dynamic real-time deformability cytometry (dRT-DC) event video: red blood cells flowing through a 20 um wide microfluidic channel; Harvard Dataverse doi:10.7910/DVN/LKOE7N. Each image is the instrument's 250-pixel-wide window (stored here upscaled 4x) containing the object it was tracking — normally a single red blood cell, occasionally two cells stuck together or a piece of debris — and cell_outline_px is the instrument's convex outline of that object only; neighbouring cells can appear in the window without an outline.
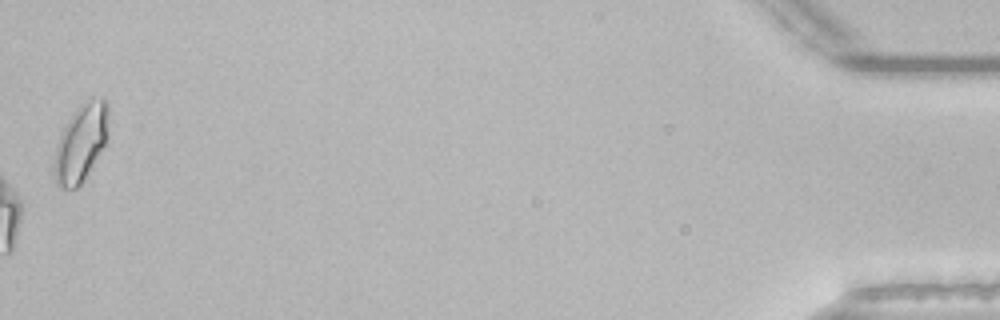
{"species": "common noctule bat (a hibernating species)", "species_latin": "Nyctalus noctula", "temperature_condition": "room temperature", "stored_images_in_passage": 51, "camera_frame_rate_fps": 3000, "um_per_image_px": 0.085, "animal": {"sex": "male", "body_mass_g": 21.5, "forearm_length_mm": 52.0}, "frame": {"image": 1, "passage_image": 51, "time_ms": 16.667, "image_size_px": [1000, 320], "cell_outline_px": [[108, 136], [104, 144], [84, 180], [76, 188], [60, 188], [56, 184], [56, 144], [68, 120], [76, 108], [80, 104], [104, 96], [108, 104]], "centroid_in_image_um": [6.91, 12.11], "position_along_channel_um": 428.3, "area_um2": 23.87}, "authors_computed_cell_mechanics": {"area_um2": 20.6924, "velocity_mm_per_s": 3.8287, "shape_relaxation_time_tau1_ms": null, "shape_relaxation_time_tau2_ms": 5.0901, "deformation_change_tau1": null, "deformation_change_tau2": 0.1286}}